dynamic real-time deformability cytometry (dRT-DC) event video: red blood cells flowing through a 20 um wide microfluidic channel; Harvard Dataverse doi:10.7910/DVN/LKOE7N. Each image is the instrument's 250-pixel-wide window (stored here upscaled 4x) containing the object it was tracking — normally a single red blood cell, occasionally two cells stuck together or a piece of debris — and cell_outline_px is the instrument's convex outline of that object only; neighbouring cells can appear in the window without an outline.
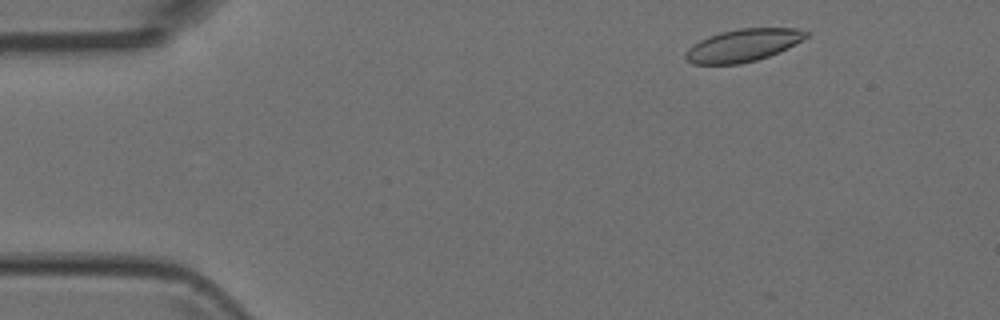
{"species": "Egyptian fruit bat (a non-hibernating species)", "species_latin": "Rousettus aegyptiacus", "temperature_condition": "room temperature", "stored_images_in_passage": 4, "camera_frame_rate_fps": 3000, "um_per_image_px": 0.085, "animal": {"sex": "female"}, "frame": {"image": 1, "passage_image": 2, "time_ms": 0.333, "image_size_px": [1000, 320], "cell_outline_px": [[808, 36], [788, 48], [768, 56], [756, 60], [740, 64], [692, 64], [684, 56], [684, 52], [692, 44], [708, 36], [720, 32], [740, 28], [796, 28], [808, 32]], "centroid_in_image_um": [63.12, 3.85], "position_along_channel_um": 21.9, "area_um2": 22.83}}